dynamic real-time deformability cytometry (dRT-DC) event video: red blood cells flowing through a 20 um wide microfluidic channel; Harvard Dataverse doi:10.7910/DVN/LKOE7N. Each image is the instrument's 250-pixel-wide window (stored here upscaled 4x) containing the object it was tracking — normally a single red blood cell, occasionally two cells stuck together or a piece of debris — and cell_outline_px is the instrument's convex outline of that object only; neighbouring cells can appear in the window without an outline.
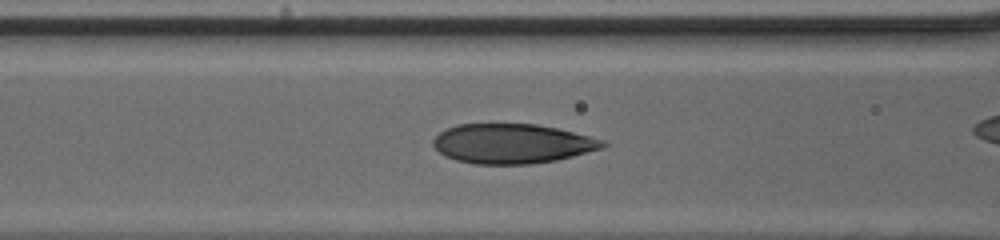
{"species": "human", "species_latin": "Homo sapiens", "temperature_condition": "cold", "stored_images_in_passage": 42, "camera_frame_rate_fps": 3000, "um_per_image_px": 0.085, "donor": {"sex": "male"}, "frame": {"image": 1, "passage_image": 23, "time_ms": 7.333, "image_size_px": [1000, 240], "cell_outline_px": [[608, 144], [604, 148], [556, 160], [532, 164], [476, 164], [456, 160], [440, 152], [432, 144], [432, 140], [440, 132], [456, 124], [536, 124], [556, 128], [608, 140]], "centroid_in_image_um": [43.58, 12.21], "position_along_channel_um": 123.0, "area_um2": 39.19}}
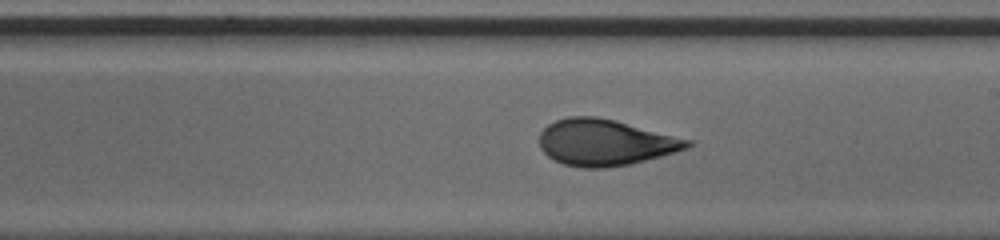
{"frame": {"image": 2, "passage_image": 31, "time_ms": 10.0, "image_size_px": [1000, 240], "cell_outline_px": [[692, 144], [688, 148], [632, 164], [608, 168], [580, 168], [564, 164], [548, 156], [540, 148], [540, 132], [548, 124], [556, 120], [568, 116], [596, 116], [616, 120], [692, 140]], "centroid_in_image_um": [51.43, 12.11], "position_along_channel_um": 237.6, "area_um2": 40.0}}
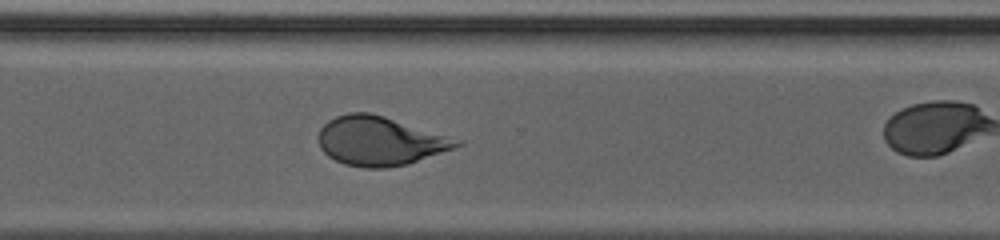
{"frame": {"image": 3, "passage_image": 38, "time_ms": 12.333, "image_size_px": [1000, 240], "cell_outline_px": [[464, 144], [408, 164], [384, 168], [364, 168], [344, 164], [328, 156], [320, 148], [320, 128], [328, 120], [336, 116], [348, 112], [368, 112], [384, 116], [464, 140]], "centroid_in_image_um": [32.31, 11.98], "position_along_channel_um": 338.3, "area_um2": 39.42}}